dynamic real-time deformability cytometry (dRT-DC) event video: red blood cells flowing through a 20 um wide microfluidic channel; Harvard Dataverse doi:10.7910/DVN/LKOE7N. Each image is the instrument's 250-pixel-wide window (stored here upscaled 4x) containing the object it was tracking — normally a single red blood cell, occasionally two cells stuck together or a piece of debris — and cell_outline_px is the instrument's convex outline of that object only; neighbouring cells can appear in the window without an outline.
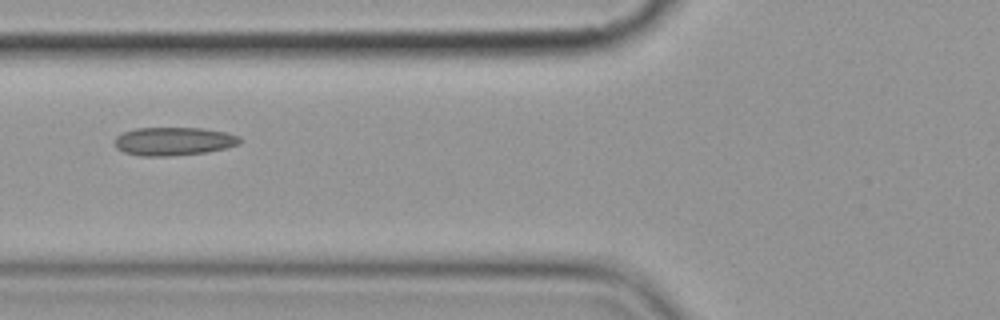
{"species": "common noctule bat (a hibernating species)", "species_latin": "Nyctalus noctula", "temperature_condition": "cold", "stored_images_in_passage": 7, "camera_frame_rate_fps": 3000, "um_per_image_px": 0.085, "animal": {"sex": "female", "body_mass_g": 19.9}, "frame": {"image": 1, "passage_image": 2, "time_ms": 1.333, "image_size_px": [1000, 320], "cell_outline_px": [[244, 140], [240, 144], [228, 148], [208, 152], [168, 156], [140, 156], [124, 152], [116, 148], [112, 140], [120, 132], [136, 128], [200, 128], [228, 132], [240, 136]], "centroid_in_image_um": [14.77, 12.01], "position_along_channel_um": 111.0, "area_um2": 21.15}}
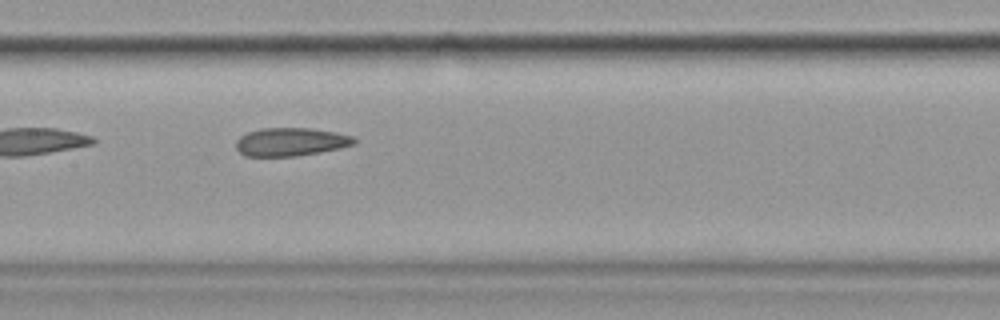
{"frame": {"image": 2, "passage_image": 4, "time_ms": 3.333, "image_size_px": [1000, 320], "cell_outline_px": [[356, 144], [340, 148], [320, 152], [296, 156], [244, 156], [236, 148], [236, 140], [240, 136], [248, 132], [260, 128], [312, 128], [336, 132], [352, 136], [356, 140]], "centroid_in_image_um": [24.71, 12.05], "position_along_channel_um": 182.7, "area_um2": 19.54}}
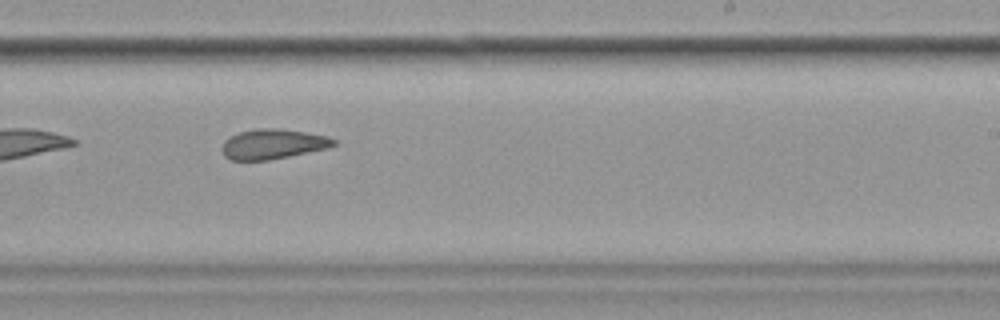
{"frame": {"image": 3, "passage_image": 6, "time_ms": 5.667, "image_size_px": [1000, 320], "cell_outline_px": [[336, 144], [328, 148], [268, 160], [232, 160], [224, 156], [224, 140], [240, 132], [256, 128], [280, 128], [328, 136], [336, 140]], "centroid_in_image_um": [23.23, 12.23], "position_along_channel_um": 265.8, "area_um2": 19.25}}